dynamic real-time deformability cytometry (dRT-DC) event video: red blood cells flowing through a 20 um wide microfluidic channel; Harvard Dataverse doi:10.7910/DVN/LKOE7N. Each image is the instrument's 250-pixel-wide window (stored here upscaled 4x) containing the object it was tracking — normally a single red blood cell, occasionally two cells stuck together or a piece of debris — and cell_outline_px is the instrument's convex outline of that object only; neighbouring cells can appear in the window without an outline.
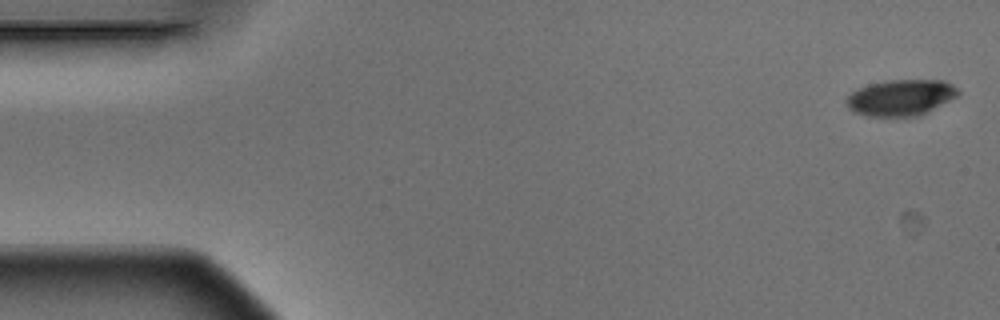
{"species": "Egyptian fruit bat (a non-hibernating species)", "species_latin": "Rousettus aegyptiacus", "temperature_condition": "warm", "stored_images_in_passage": 5, "camera_frame_rate_fps": 3000, "um_per_image_px": 0.085, "animal": {"sex": "male"}, "frame": {"image": 1, "passage_image": 1, "time_ms": 0.0, "image_size_px": [1000, 320], "cell_outline_px": [[960, 92], [956, 96], [920, 116], [868, 116], [856, 112], [848, 108], [844, 100], [856, 88], [868, 84], [884, 80], [944, 80], [952, 84]], "centroid_in_image_um": [76.53, 8.28], "position_along_channel_um": 8.5, "area_um2": 23.52}}
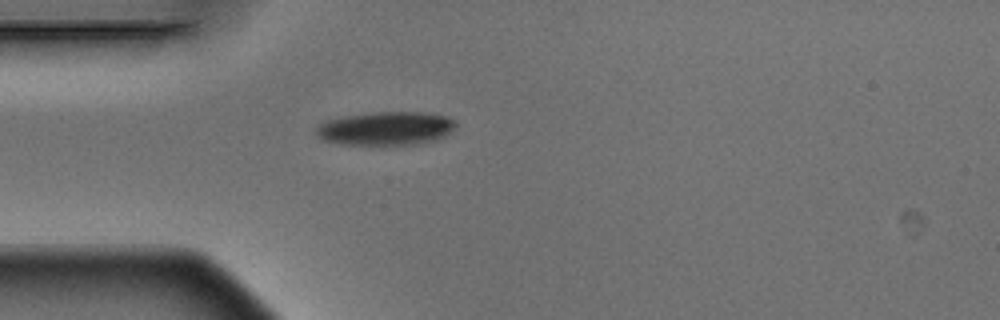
{"frame": {"image": 2, "passage_image": 5, "time_ms": 1.333, "image_size_px": [1000, 320], "cell_outline_px": [[456, 128], [452, 132], [436, 140], [420, 144], [340, 144], [324, 140], [316, 136], [316, 128], [320, 124], [328, 120], [344, 116], [372, 112], [432, 112], [448, 116], [456, 120]], "centroid_in_image_um": [32.87, 10.9], "position_along_channel_um": 52.1, "area_um2": 27.57}}